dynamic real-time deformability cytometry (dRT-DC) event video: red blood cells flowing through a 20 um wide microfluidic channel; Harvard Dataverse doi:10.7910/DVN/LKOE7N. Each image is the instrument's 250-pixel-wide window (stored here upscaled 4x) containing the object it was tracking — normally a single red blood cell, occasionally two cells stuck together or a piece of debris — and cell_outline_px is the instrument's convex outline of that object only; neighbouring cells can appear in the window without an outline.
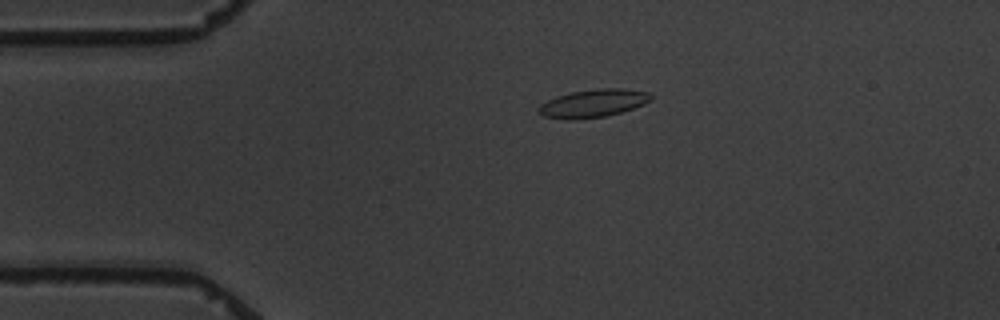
{"species": "common noctule bat (a hibernating species)", "species_latin": "Nyctalus noctula", "temperature_condition": "warm", "stored_images_in_passage": 7, "camera_frame_rate_fps": 3000, "um_per_image_px": 0.085, "animal": {"sex": "male", "body_mass_g": 19.5, "forearm_length_mm": 54.6}, "frame": {"image": 1, "passage_image": 3, "time_ms": 2.333, "image_size_px": [1000, 320], "cell_outline_px": [[652, 100], [644, 104], [620, 112], [604, 116], [572, 120], [564, 120], [544, 116], [540, 112], [540, 104], [556, 96], [572, 92], [596, 88], [624, 88], [648, 92], [652, 96]], "centroid_in_image_um": [50.43, 8.77], "position_along_channel_um": 34.6, "area_um2": 18.21}}
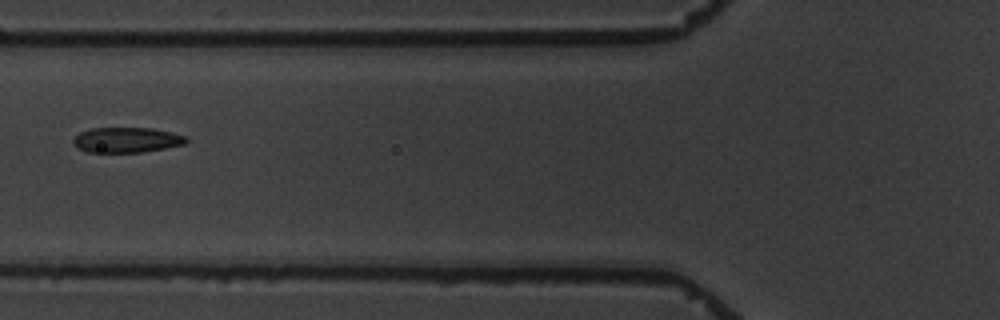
{"frame": {"image": 2, "passage_image": 6, "time_ms": 5.667, "image_size_px": [1000, 320], "cell_outline_px": [[188, 140], [184, 144], [144, 152], [88, 152], [76, 148], [72, 144], [72, 140], [80, 132], [92, 128], [152, 128], [172, 132], [188, 136]], "centroid_in_image_um": [10.76, 11.89], "position_along_channel_um": 115.0, "area_um2": 16.7}}
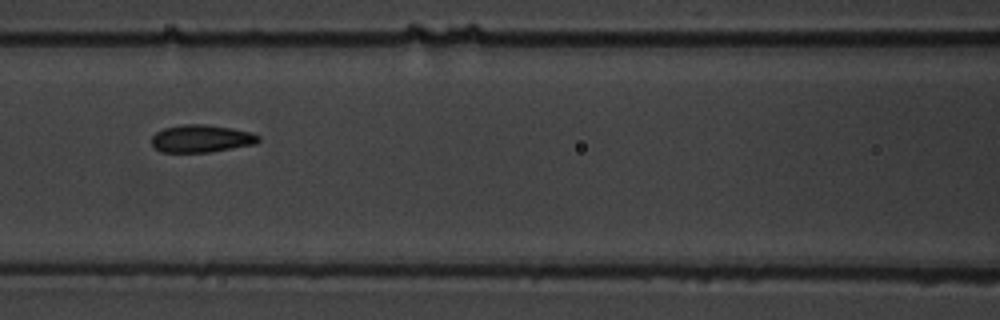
{"frame": {"image": 3, "passage_image": 7, "time_ms": 6.667, "image_size_px": [1000, 320], "cell_outline_px": [[260, 140], [256, 144], [208, 152], [160, 152], [152, 144], [152, 136], [156, 132], [164, 128], [184, 124], [204, 124], [232, 128], [252, 132], [260, 136]], "centroid_in_image_um": [17.13, 11.77], "position_along_channel_um": 149.5, "area_um2": 17.17}}